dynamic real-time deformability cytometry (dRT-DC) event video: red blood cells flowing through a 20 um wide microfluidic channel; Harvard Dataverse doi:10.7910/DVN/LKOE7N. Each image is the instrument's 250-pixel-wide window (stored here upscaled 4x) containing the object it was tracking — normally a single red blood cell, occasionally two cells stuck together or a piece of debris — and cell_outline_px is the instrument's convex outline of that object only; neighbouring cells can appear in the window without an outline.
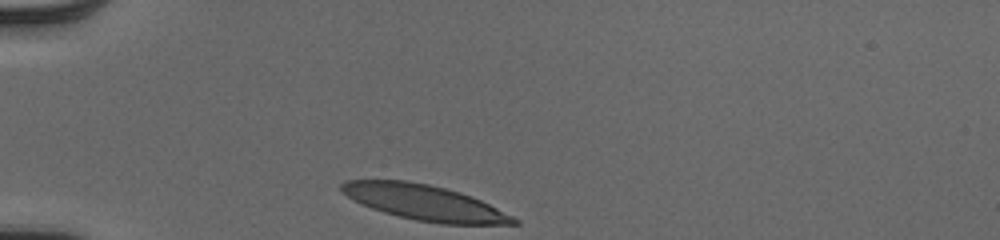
{"species": "human", "species_latin": "Homo sapiens", "temperature_condition": "cold", "stored_images_in_passage": 29, "camera_frame_rate_fps": 3000, "um_per_image_px": 0.085, "donor": {"sex": "male"}, "frame": {"image": 1, "passage_image": 1, "time_ms": 0.0, "image_size_px": [1000, 240], "cell_outline_px": [[520, 224], [440, 224], [416, 220], [384, 212], [372, 208], [352, 200], [340, 192], [340, 184], [344, 180], [408, 180], [428, 184], [460, 192], [472, 196], [520, 220]], "centroid_in_image_um": [36.04, 17.21], "position_along_channel_um": 49.0, "area_um2": 35.37}}
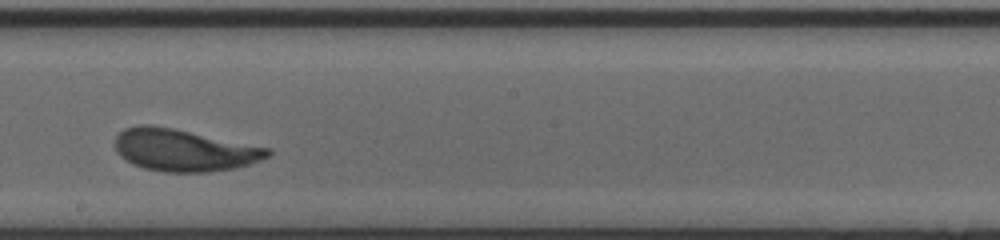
{"frame": {"image": 2, "passage_image": 17, "time_ms": 5.333, "image_size_px": [1000, 240], "cell_outline_px": [[272, 156], [236, 168], [212, 172], [164, 172], [144, 168], [132, 164], [120, 156], [116, 152], [116, 136], [124, 128], [140, 124], [152, 124], [172, 128], [268, 148], [272, 152]], "centroid_in_image_um": [15.61, 12.77], "position_along_channel_um": 232.6, "area_um2": 37.34}}
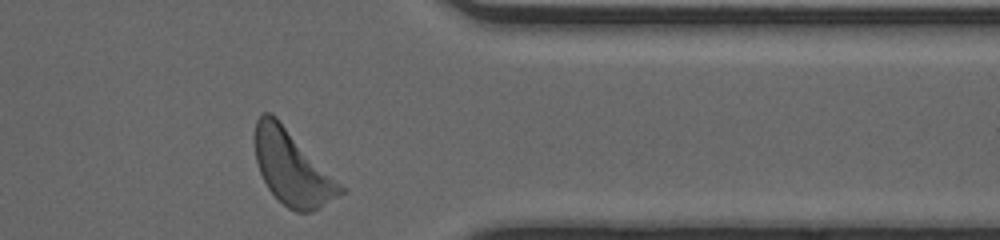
{"frame": {"image": 3, "passage_image": 29, "time_ms": 9.333, "image_size_px": [1000, 240], "cell_outline_px": [[348, 188], [344, 192], [320, 208], [312, 212], [296, 212], [288, 208], [268, 188], [260, 172], [256, 160], [252, 136], [256, 120], [260, 112], [272, 112]], "centroid_in_image_um": [24.85, 14.21], "position_along_channel_um": 386.6, "area_um2": 37.92}, "authors_computed_cell_mechanics": {"area_um2": 37.1076, "velocity_mm_per_s": 4.0174, "shape_relaxation_time_tau1_ms": 2.7832, "shape_relaxation_time_tau2_ms": 1.7015, "deformation_change_tau1": 0.178, "deformation_change_tau2": 0.0974}}